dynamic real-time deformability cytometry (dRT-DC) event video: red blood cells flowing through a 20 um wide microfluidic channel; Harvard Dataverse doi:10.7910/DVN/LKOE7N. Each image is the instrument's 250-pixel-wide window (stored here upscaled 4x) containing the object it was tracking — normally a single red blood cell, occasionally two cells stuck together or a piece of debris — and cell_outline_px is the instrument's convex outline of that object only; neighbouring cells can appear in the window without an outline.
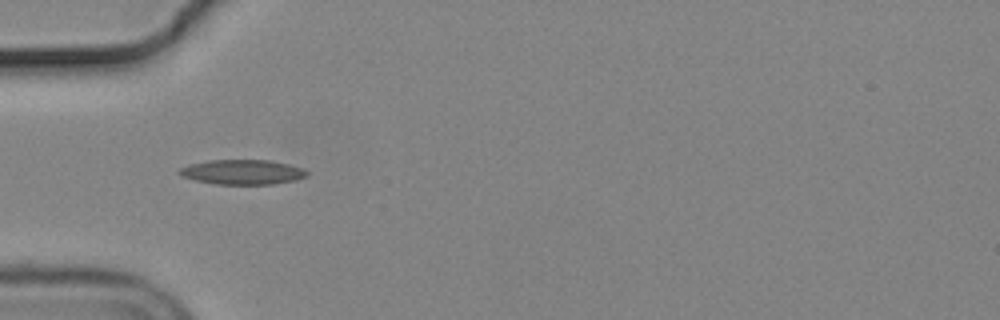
{"species": "common noctule bat (a hibernating species)", "species_latin": "Nyctalus noctula", "temperature_condition": "cold", "stored_images_in_passage": 38, "camera_frame_rate_fps": 3000, "um_per_image_px": 0.085, "animal": {"sex": "male", "body_mass_g": 19.2, "forearm_length_mm": 51.8}, "frame": {"image": 1, "passage_image": 1, "time_ms": 0.0, "image_size_px": [1000, 320], "cell_outline_px": [[308, 176], [296, 180], [272, 184], [216, 184], [196, 180], [180, 176], [176, 172], [180, 168], [192, 164], [208, 160], [272, 160], [304, 168], [308, 172]], "centroid_in_image_um": [20.63, 14.62], "position_along_channel_um": 64.4, "area_um2": 18.5}}
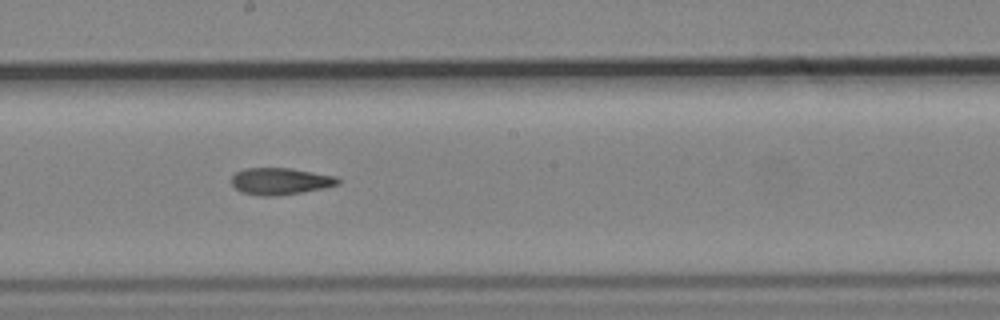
{"frame": {"image": 2, "passage_image": 14, "time_ms": 4.333, "image_size_px": [1000, 320], "cell_outline_px": [[340, 184], [324, 188], [276, 196], [264, 196], [240, 192], [232, 184], [232, 176], [236, 172], [244, 168], [292, 168], [336, 176], [340, 180]], "centroid_in_image_um": [23.83, 15.4], "position_along_channel_um": 224.4, "area_um2": 16.65}}
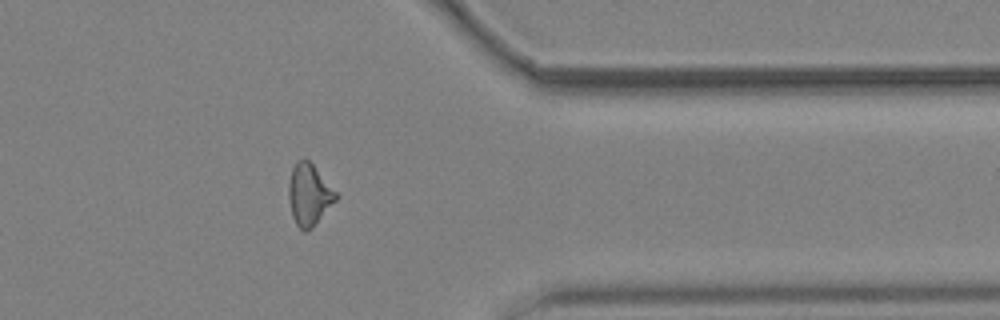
{"frame": {"image": 3, "passage_image": 28, "time_ms": 9.0, "image_size_px": [1000, 320], "cell_outline_px": [[340, 196], [312, 228], [304, 232], [296, 224], [292, 216], [288, 200], [288, 184], [292, 168], [296, 160], [304, 156], [312, 164]], "centroid_in_image_um": [26.26, 16.53], "position_along_channel_um": 385.1, "area_um2": 17.11}, "authors_computed_cell_mechanics": {"area_um2": 16.7909, "velocity_mm_per_s": 3.724, "shape_relaxation_time_tau1_ms": null, "shape_relaxation_time_tau2_ms": 5.1912, "deformation_change_tau1": null, "deformation_change_tau2": 0.1494}}